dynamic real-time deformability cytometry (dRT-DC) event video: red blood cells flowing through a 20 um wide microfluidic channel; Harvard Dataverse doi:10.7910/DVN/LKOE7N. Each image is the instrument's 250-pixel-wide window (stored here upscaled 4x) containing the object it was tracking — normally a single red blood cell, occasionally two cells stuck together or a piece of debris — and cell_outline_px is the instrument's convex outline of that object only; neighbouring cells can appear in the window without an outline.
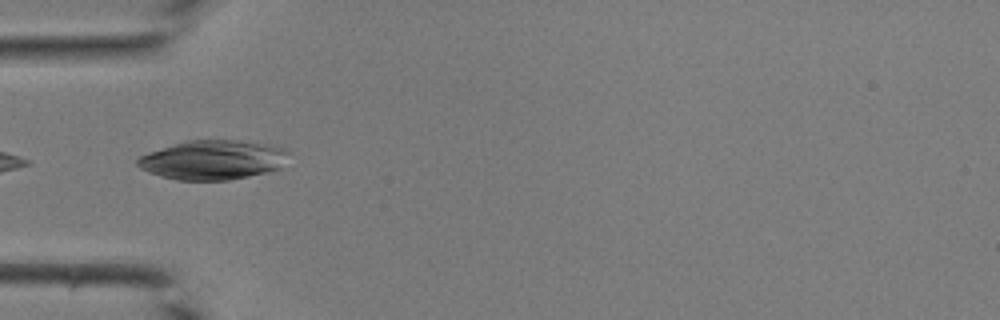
{"species": "common noctule bat (a hibernating species)", "species_latin": "Nyctalus noctula", "temperature_condition": "room temperature", "stored_images_in_passage": 19, "camera_frame_rate_fps": 3000, "um_per_image_px": 0.085, "animal": {"sex": "male", "body_mass_g": 19.0, "forearm_length_mm": 50.8}, "frame": {"image": 1, "passage_image": 1, "time_ms": 0.0, "image_size_px": [1000, 320], "cell_outline_px": [[288, 152], [280, 168], [268, 172], [228, 180], [176, 180], [160, 176], [148, 172], [140, 168], [136, 164], [136, 160], [140, 156], [184, 140], [236, 140], [264, 144], [284, 148]], "centroid_in_image_um": [18.06, 13.6], "position_along_channel_um": 66.9, "area_um2": 34.39}}